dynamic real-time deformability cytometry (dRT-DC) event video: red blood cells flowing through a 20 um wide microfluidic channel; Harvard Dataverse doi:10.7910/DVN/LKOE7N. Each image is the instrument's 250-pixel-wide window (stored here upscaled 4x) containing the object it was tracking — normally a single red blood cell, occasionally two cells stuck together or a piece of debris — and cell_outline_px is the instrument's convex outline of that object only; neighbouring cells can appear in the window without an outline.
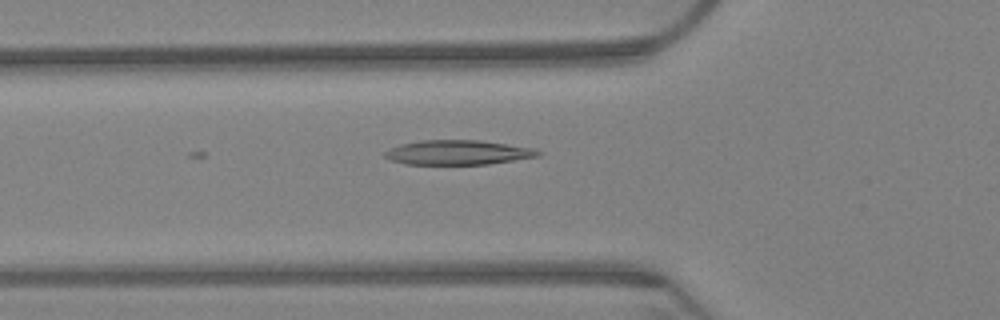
{"species": "Egyptian fruit bat (a non-hibernating species)", "species_latin": "Rousettus aegyptiacus", "temperature_condition": "warm", "stored_images_in_passage": 22, "camera_frame_rate_fps": 3000, "um_per_image_px": 0.085, "animal": {"sex": "female"}, "frame": {"image": 1, "passage_image": 22, "time_ms": 7.0, "image_size_px": [1000, 320], "cell_outline_px": [[544, 152], [540, 156], [488, 164], [404, 164], [392, 160], [384, 156], [384, 152], [400, 144], [420, 140], [480, 140], [532, 148]], "centroid_in_image_um": [38.94, 12.96], "position_along_channel_um": 86.9, "area_um2": 21.85}}